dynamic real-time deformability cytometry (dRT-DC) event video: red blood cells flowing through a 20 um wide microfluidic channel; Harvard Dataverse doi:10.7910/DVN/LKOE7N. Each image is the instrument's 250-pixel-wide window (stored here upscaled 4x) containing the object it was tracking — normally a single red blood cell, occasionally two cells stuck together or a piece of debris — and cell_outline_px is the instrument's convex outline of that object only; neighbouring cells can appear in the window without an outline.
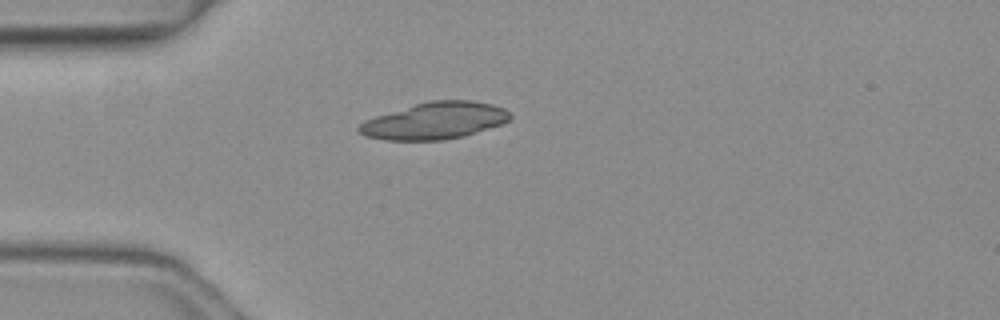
{"species": "common noctule bat (a hibernating species)", "species_latin": "Nyctalus noctula", "temperature_condition": "warm", "stored_images_in_passage": 5, "segment_of_instrument_passage": [2, 2], "camera_frame_rate_fps": 3000, "um_per_image_px": 0.085, "animal": {"sex": "female", "body_mass_g": 19.3, "forearm_length_mm": 54.1}, "frame": {"image": 1, "passage_image": 5, "time_ms": 1.333, "image_size_px": [1000, 320], "cell_outline_px": [[512, 116], [508, 120], [500, 124], [464, 136], [444, 140], [384, 140], [368, 136], [360, 132], [356, 128], [364, 120], [376, 116], [416, 104], [432, 100], [472, 100], [492, 104], [504, 108]], "centroid_in_image_um": [36.96, 10.26], "position_along_channel_um": 48.0, "area_um2": 32.08}}